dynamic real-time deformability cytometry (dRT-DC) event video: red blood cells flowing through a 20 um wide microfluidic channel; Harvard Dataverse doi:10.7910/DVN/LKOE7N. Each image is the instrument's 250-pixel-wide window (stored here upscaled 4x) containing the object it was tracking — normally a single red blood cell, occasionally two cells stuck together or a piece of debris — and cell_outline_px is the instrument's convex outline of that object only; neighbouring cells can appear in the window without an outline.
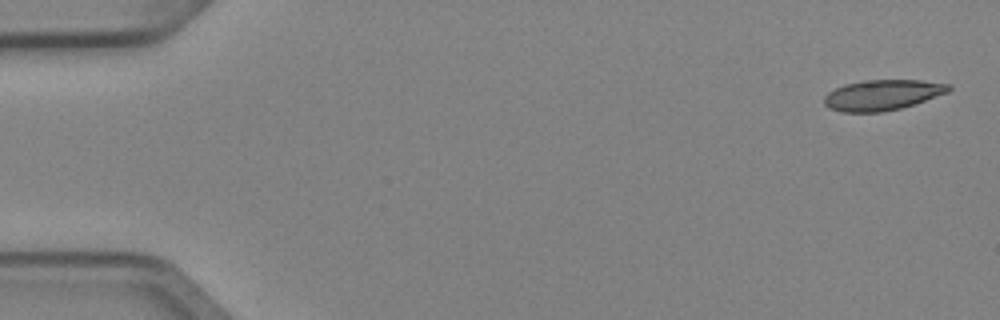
{"species": "Egyptian fruit bat (a non-hibernating species)", "species_latin": "Rousettus aegyptiacus", "temperature_condition": "cold", "stored_images_in_passage": 6, "camera_frame_rate_fps": 3000, "um_per_image_px": 0.085, "animal": {"sex": "female"}, "frame": {"image": 1, "passage_image": 1, "time_ms": 0.0, "image_size_px": [1000, 320], "cell_outline_px": [[952, 88], [948, 92], [900, 108], [884, 112], [844, 112], [828, 108], [824, 104], [824, 96], [828, 92], [844, 84], [864, 80], [920, 80], [952, 84]], "centroid_in_image_um": [74.98, 8.07], "position_along_channel_um": 10.0, "area_um2": 22.08}}
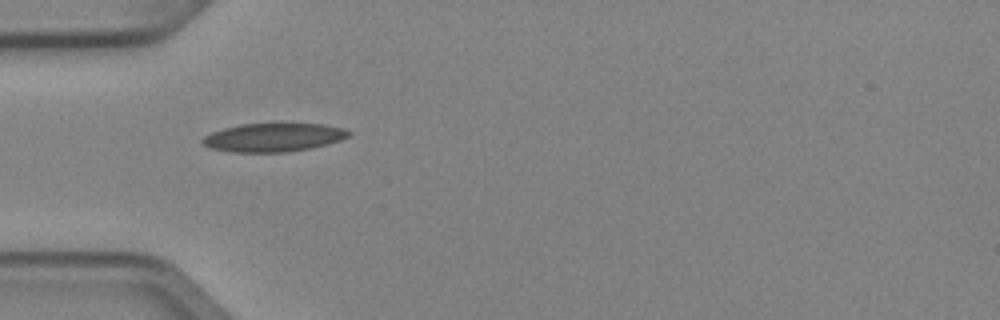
{"frame": {"image": 2, "passage_image": 5, "time_ms": 1.333, "image_size_px": [1000, 320], "cell_outline_px": [[352, 132], [348, 136], [340, 140], [308, 148], [284, 152], [232, 152], [208, 148], [200, 140], [204, 136], [212, 132], [224, 128], [240, 124], [324, 124], [344, 128]], "centroid_in_image_um": [23.2, 11.68], "position_along_channel_um": 61.8, "area_um2": 24.04}}
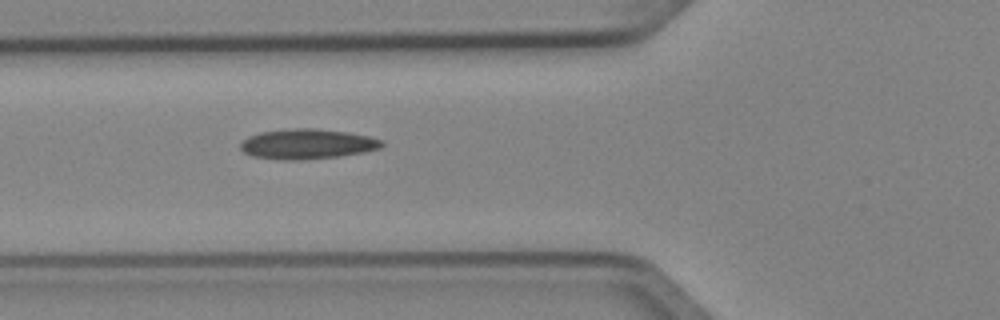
{"frame": {"image": 3, "passage_image": 6, "time_ms": 1.667, "image_size_px": [1000, 320], "cell_outline_px": [[384, 144], [380, 148], [364, 152], [336, 156], [304, 160], [284, 160], [252, 156], [244, 152], [240, 148], [240, 144], [248, 136], [260, 132], [292, 128], [316, 128], [348, 132], [368, 136], [384, 140]], "centroid_in_image_um": [26.12, 12.23], "position_along_channel_um": 99.7, "area_um2": 24.8}}